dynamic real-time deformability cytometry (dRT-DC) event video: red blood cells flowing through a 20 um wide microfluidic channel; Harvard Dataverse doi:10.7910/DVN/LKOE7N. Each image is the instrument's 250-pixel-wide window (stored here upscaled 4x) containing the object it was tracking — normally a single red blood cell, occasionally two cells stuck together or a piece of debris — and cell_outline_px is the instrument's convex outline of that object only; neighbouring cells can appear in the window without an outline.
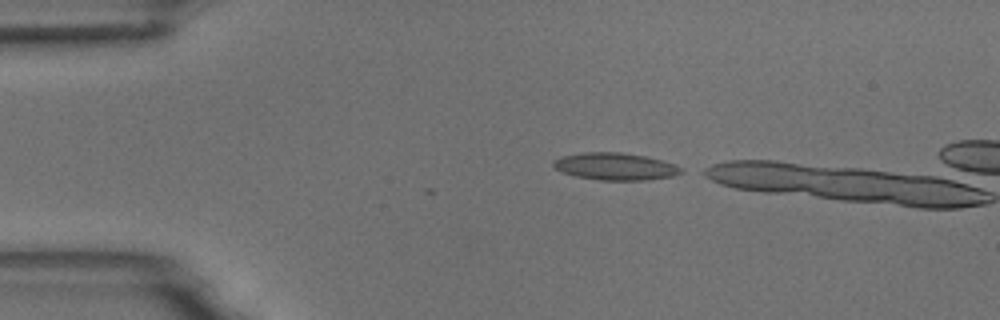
{"species": "common noctule bat (a hibernating species)", "species_latin": "Nyctalus noctula", "temperature_condition": "room temperature", "stored_images_in_passage": 3, "camera_frame_rate_fps": 3000, "um_per_image_px": 0.085, "animal": {"sex": "male", "body_mass_g": 18.8}, "frame": {"image": 1, "passage_image": 1, "time_ms": 0.0, "image_size_px": [1000, 320], "cell_outline_px": [[684, 172], [672, 176], [648, 180], [600, 180], [576, 176], [552, 168], [552, 160], [560, 156], [584, 152], [620, 152], [644, 156], [676, 164]], "centroid_in_image_um": [52.26, 14.14], "position_along_channel_um": 32.7, "area_um2": 20.29}}